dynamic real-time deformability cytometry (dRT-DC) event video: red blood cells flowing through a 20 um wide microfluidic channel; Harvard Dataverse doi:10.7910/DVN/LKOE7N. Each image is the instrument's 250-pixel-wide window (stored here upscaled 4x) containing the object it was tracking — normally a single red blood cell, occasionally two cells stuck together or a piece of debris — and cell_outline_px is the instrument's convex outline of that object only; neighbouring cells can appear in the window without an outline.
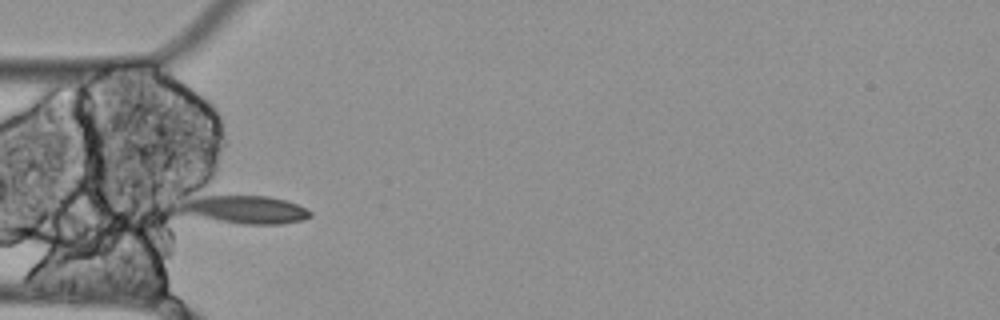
{"species": "Egyptian fruit bat (a non-hibernating species)", "species_latin": "Rousettus aegyptiacus", "temperature_condition": "cold", "stored_images_in_passage": 5, "camera_frame_rate_fps": 3000, "um_per_image_px": 0.085, "animal": {"sex": "female"}, "frame": {"image": 1, "passage_image": 5, "time_ms": 1.333, "image_size_px": [1000, 320], "cell_outline_px": [[312, 216], [300, 220], [280, 224], [240, 224], [180, 212], [180, 204], [188, 200], [204, 196], [268, 196], [284, 200], [296, 204], [312, 212]], "centroid_in_image_um": [20.89, 17.81], "position_along_channel_um": 64.1, "area_um2": 20.58}}